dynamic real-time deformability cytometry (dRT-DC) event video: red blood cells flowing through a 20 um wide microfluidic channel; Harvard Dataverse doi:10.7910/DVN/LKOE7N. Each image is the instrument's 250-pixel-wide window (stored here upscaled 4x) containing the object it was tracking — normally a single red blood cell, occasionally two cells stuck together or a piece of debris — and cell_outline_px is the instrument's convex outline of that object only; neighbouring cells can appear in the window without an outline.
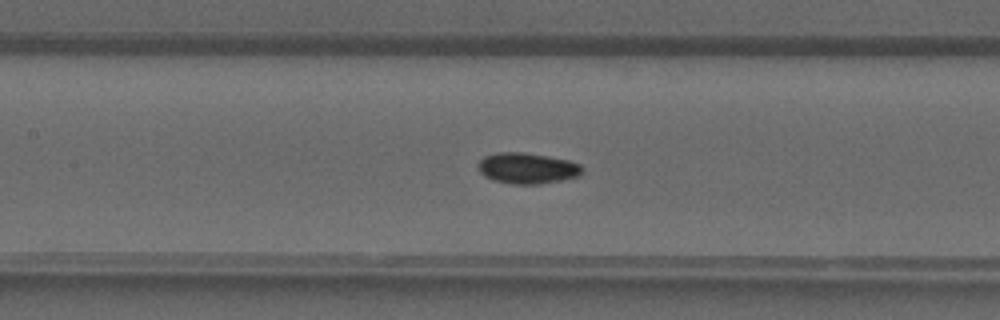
{"species": "common noctule bat (a hibernating species)", "species_latin": "Nyctalus noctula", "temperature_condition": "warm", "stored_images_in_passage": 41, "camera_frame_rate_fps": 3000, "um_per_image_px": 0.085, "animal": {"sex": "male", "forearm_length_mm": 52.5}, "frame": {"image": 1, "passage_image": 19, "time_ms": 6.0, "image_size_px": [1000, 320], "cell_outline_px": [[584, 172], [580, 176], [540, 184], [512, 184], [492, 180], [484, 176], [480, 172], [480, 160], [484, 156], [496, 152], [524, 152], [548, 156], [568, 160], [580, 164], [584, 168]], "centroid_in_image_um": [44.85, 14.3], "position_along_channel_um": 162.5, "area_um2": 18.84}}
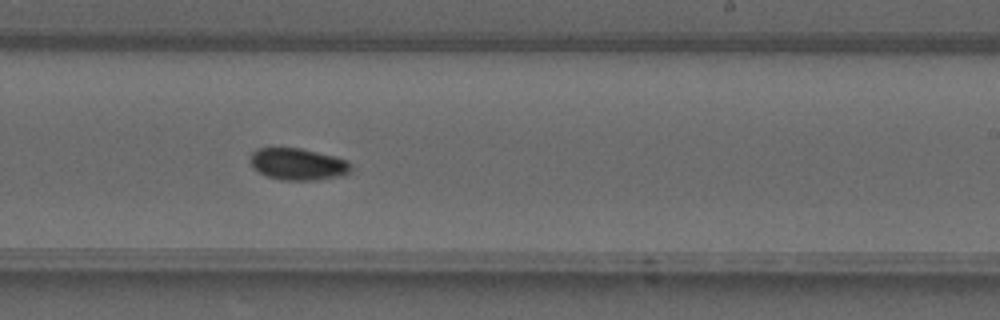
{"frame": {"image": 2, "passage_image": 25, "time_ms": 8.0, "image_size_px": [1000, 320], "cell_outline_px": [[352, 168], [344, 176], [316, 180], [280, 180], [268, 176], [252, 168], [248, 156], [256, 148], [300, 148], [348, 160], [352, 164]], "centroid_in_image_um": [25.31, 13.96], "position_along_channel_um": 263.7, "area_um2": 18.84}}
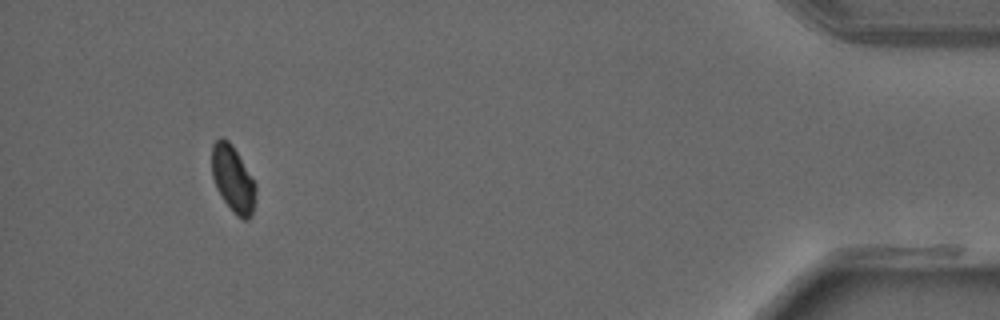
{"frame": {"image": 3, "passage_image": 38, "time_ms": 12.333, "image_size_px": [1000, 320], "cell_outline_px": [[256, 192], [252, 216], [248, 220], [244, 220], [236, 216], [224, 200], [216, 188], [212, 176], [212, 144], [220, 136], [228, 140], [232, 144], [256, 184]], "centroid_in_image_um": [19.8, 15.22], "position_along_channel_um": 415.4, "area_um2": 17.05}}